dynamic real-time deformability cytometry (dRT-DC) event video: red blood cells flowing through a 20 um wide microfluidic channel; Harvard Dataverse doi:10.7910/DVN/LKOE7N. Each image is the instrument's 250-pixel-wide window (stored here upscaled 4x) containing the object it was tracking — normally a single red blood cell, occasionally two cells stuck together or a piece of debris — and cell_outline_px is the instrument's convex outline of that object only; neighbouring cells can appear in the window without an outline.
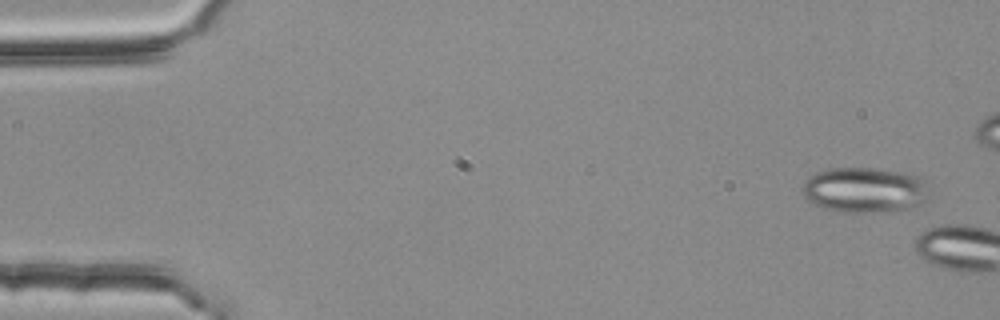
{"species": "common noctule bat (a hibernating species)", "species_latin": "Nyctalus noctula", "temperature_condition": "room temperature", "stored_images_in_passage": 2, "camera_frame_rate_fps": 3000, "um_per_image_px": 0.085, "animal": {"sex": "female", "body_mass_g": 25.1}, "frame": {"image": 1, "passage_image": 1, "time_ms": 0.0, "image_size_px": [1000, 320], "cell_outline_px": [[932, 196], [928, 200], [920, 204], [908, 208], [880, 212], [840, 212], [824, 208], [812, 204], [804, 196], [804, 180], [808, 176], [816, 172], [828, 168], [872, 168], [900, 172], [916, 176], [924, 180]], "centroid_in_image_um": [73.51, 16.15], "position_along_channel_um": 11.5, "area_um2": 33.7}}